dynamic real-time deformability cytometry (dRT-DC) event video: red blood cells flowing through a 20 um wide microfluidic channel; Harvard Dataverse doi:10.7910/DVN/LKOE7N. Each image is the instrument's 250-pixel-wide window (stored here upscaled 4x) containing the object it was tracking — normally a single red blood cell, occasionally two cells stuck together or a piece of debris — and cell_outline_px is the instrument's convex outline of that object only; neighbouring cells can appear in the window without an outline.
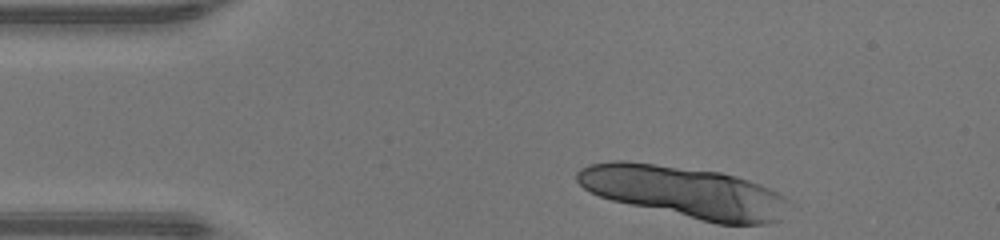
{"species": "human", "species_latin": "Homo sapiens", "temperature_condition": "warm", "stored_images_in_passage": 8, "camera_frame_rate_fps": 3000, "um_per_image_px": 0.085, "donor": {"sex": "male"}, "frame": {"image": 1, "passage_image": 1, "time_ms": 0.0, "image_size_px": [1000, 240], "cell_outline_px": [[784, 200], [780, 220], [764, 224], [716, 224], [612, 200], [600, 196], [584, 188], [576, 180], [576, 172], [580, 168], [588, 164], [612, 160], [624, 160], [720, 172], [736, 176], [760, 184], [784, 196]], "centroid_in_image_um": [58.1, 16.3], "position_along_channel_um": 26.9, "area_um2": 62.83}}